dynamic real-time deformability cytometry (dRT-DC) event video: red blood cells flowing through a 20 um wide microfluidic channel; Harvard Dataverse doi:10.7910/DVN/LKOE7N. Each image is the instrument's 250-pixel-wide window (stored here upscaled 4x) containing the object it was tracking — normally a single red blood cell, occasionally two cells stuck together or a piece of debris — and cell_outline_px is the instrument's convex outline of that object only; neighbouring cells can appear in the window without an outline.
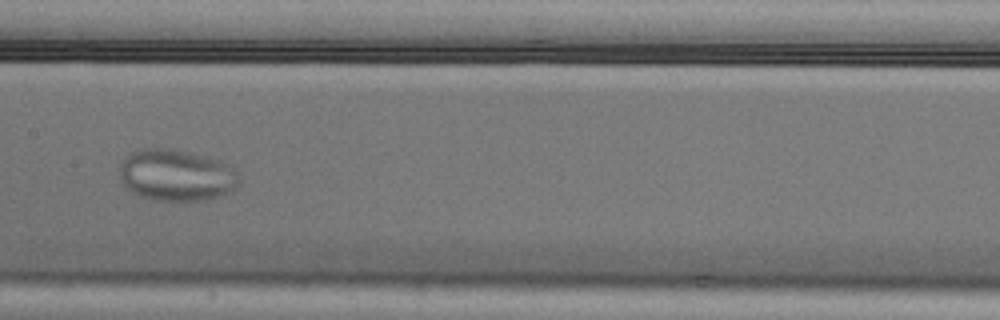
{"species": "Egyptian fruit bat (a non-hibernating species)", "species_latin": "Rousettus aegyptiacus", "temperature_condition": "cold", "stored_images_in_passage": 8, "camera_frame_rate_fps": 3000, "um_per_image_px": 0.085, "animal": {"sex": "male"}, "frame": {"image": 1, "passage_image": 7, "time_ms": 2.0, "image_size_px": [1000, 320], "cell_outline_px": [[240, 180], [236, 188], [232, 192], [200, 200], [152, 200], [140, 196], [132, 192], [124, 184], [120, 176], [120, 164], [124, 156], [128, 152], [140, 148], [172, 148], [188, 152], [232, 164], [240, 176]], "centroid_in_image_um": [14.99, 14.87], "position_along_channel_um": 192.4, "area_um2": 36.24}}